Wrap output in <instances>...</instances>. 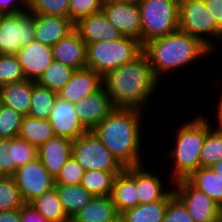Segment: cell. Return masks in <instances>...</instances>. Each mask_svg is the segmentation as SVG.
<instances>
[{"instance_id":"obj_45","label":"cell","mask_w":222,"mask_h":222,"mask_svg":"<svg viewBox=\"0 0 222 222\" xmlns=\"http://www.w3.org/2000/svg\"><path fill=\"white\" fill-rule=\"evenodd\" d=\"M221 92H222V90H221ZM217 100H219V101L216 104L217 105L216 109H215L216 112H214V113H216V114H214V115H216L215 116L216 120L214 121L216 123V125L214 123H212L213 122L212 120H209V122H211L210 124H213L215 126L214 127L213 125H211V127L214 130L222 132V93L220 94L219 99H217Z\"/></svg>"},{"instance_id":"obj_3","label":"cell","mask_w":222,"mask_h":222,"mask_svg":"<svg viewBox=\"0 0 222 222\" xmlns=\"http://www.w3.org/2000/svg\"><path fill=\"white\" fill-rule=\"evenodd\" d=\"M143 53L147 56L155 77L161 83L165 75H171V72L179 71L181 68L183 70L186 66L190 67L196 61H201L202 57L207 58L213 54L198 38L179 29L148 41L143 45Z\"/></svg>"},{"instance_id":"obj_1","label":"cell","mask_w":222,"mask_h":222,"mask_svg":"<svg viewBox=\"0 0 222 222\" xmlns=\"http://www.w3.org/2000/svg\"><path fill=\"white\" fill-rule=\"evenodd\" d=\"M143 112L137 108L116 107L92 130L123 168L146 164L141 135L146 120Z\"/></svg>"},{"instance_id":"obj_29","label":"cell","mask_w":222,"mask_h":222,"mask_svg":"<svg viewBox=\"0 0 222 222\" xmlns=\"http://www.w3.org/2000/svg\"><path fill=\"white\" fill-rule=\"evenodd\" d=\"M169 202V193L159 201L139 204L120 215L126 222H162Z\"/></svg>"},{"instance_id":"obj_11","label":"cell","mask_w":222,"mask_h":222,"mask_svg":"<svg viewBox=\"0 0 222 222\" xmlns=\"http://www.w3.org/2000/svg\"><path fill=\"white\" fill-rule=\"evenodd\" d=\"M13 178L24 203H30L55 186L54 178L38 158L17 168Z\"/></svg>"},{"instance_id":"obj_36","label":"cell","mask_w":222,"mask_h":222,"mask_svg":"<svg viewBox=\"0 0 222 222\" xmlns=\"http://www.w3.org/2000/svg\"><path fill=\"white\" fill-rule=\"evenodd\" d=\"M24 116L13 108L1 105L0 107V139L18 137Z\"/></svg>"},{"instance_id":"obj_20","label":"cell","mask_w":222,"mask_h":222,"mask_svg":"<svg viewBox=\"0 0 222 222\" xmlns=\"http://www.w3.org/2000/svg\"><path fill=\"white\" fill-rule=\"evenodd\" d=\"M53 60L76 69L86 67V43L74 29L51 47Z\"/></svg>"},{"instance_id":"obj_7","label":"cell","mask_w":222,"mask_h":222,"mask_svg":"<svg viewBox=\"0 0 222 222\" xmlns=\"http://www.w3.org/2000/svg\"><path fill=\"white\" fill-rule=\"evenodd\" d=\"M179 30L198 38L213 53L222 42V30L206 8L204 0H186L179 4ZM217 43V44H216Z\"/></svg>"},{"instance_id":"obj_14","label":"cell","mask_w":222,"mask_h":222,"mask_svg":"<svg viewBox=\"0 0 222 222\" xmlns=\"http://www.w3.org/2000/svg\"><path fill=\"white\" fill-rule=\"evenodd\" d=\"M115 108L103 86L75 104L78 118L88 130H93Z\"/></svg>"},{"instance_id":"obj_43","label":"cell","mask_w":222,"mask_h":222,"mask_svg":"<svg viewBox=\"0 0 222 222\" xmlns=\"http://www.w3.org/2000/svg\"><path fill=\"white\" fill-rule=\"evenodd\" d=\"M27 10V0H0V14H16Z\"/></svg>"},{"instance_id":"obj_28","label":"cell","mask_w":222,"mask_h":222,"mask_svg":"<svg viewBox=\"0 0 222 222\" xmlns=\"http://www.w3.org/2000/svg\"><path fill=\"white\" fill-rule=\"evenodd\" d=\"M53 128L49 120H42L24 116L18 137L24 139L37 149L54 137Z\"/></svg>"},{"instance_id":"obj_35","label":"cell","mask_w":222,"mask_h":222,"mask_svg":"<svg viewBox=\"0 0 222 222\" xmlns=\"http://www.w3.org/2000/svg\"><path fill=\"white\" fill-rule=\"evenodd\" d=\"M24 204L13 176H0V212L21 208Z\"/></svg>"},{"instance_id":"obj_16","label":"cell","mask_w":222,"mask_h":222,"mask_svg":"<svg viewBox=\"0 0 222 222\" xmlns=\"http://www.w3.org/2000/svg\"><path fill=\"white\" fill-rule=\"evenodd\" d=\"M15 55L22 67L25 79L35 82L53 61L51 47L36 40L21 47Z\"/></svg>"},{"instance_id":"obj_21","label":"cell","mask_w":222,"mask_h":222,"mask_svg":"<svg viewBox=\"0 0 222 222\" xmlns=\"http://www.w3.org/2000/svg\"><path fill=\"white\" fill-rule=\"evenodd\" d=\"M75 28L68 17L35 14L34 37L42 44L52 47Z\"/></svg>"},{"instance_id":"obj_40","label":"cell","mask_w":222,"mask_h":222,"mask_svg":"<svg viewBox=\"0 0 222 222\" xmlns=\"http://www.w3.org/2000/svg\"><path fill=\"white\" fill-rule=\"evenodd\" d=\"M84 172L85 170L72 155L61 168L60 172L54 179V183L78 185L81 182Z\"/></svg>"},{"instance_id":"obj_26","label":"cell","mask_w":222,"mask_h":222,"mask_svg":"<svg viewBox=\"0 0 222 222\" xmlns=\"http://www.w3.org/2000/svg\"><path fill=\"white\" fill-rule=\"evenodd\" d=\"M54 187L70 220L94 197L81 184H55Z\"/></svg>"},{"instance_id":"obj_22","label":"cell","mask_w":222,"mask_h":222,"mask_svg":"<svg viewBox=\"0 0 222 222\" xmlns=\"http://www.w3.org/2000/svg\"><path fill=\"white\" fill-rule=\"evenodd\" d=\"M111 198L119 214L139 205L136 191V167L124 168L115 176Z\"/></svg>"},{"instance_id":"obj_18","label":"cell","mask_w":222,"mask_h":222,"mask_svg":"<svg viewBox=\"0 0 222 222\" xmlns=\"http://www.w3.org/2000/svg\"><path fill=\"white\" fill-rule=\"evenodd\" d=\"M72 151L73 140L55 135L37 149V158L55 179L63 165L72 156Z\"/></svg>"},{"instance_id":"obj_15","label":"cell","mask_w":222,"mask_h":222,"mask_svg":"<svg viewBox=\"0 0 222 222\" xmlns=\"http://www.w3.org/2000/svg\"><path fill=\"white\" fill-rule=\"evenodd\" d=\"M48 120L56 136L75 140L89 131L79 120L75 104L60 97H57Z\"/></svg>"},{"instance_id":"obj_50","label":"cell","mask_w":222,"mask_h":222,"mask_svg":"<svg viewBox=\"0 0 222 222\" xmlns=\"http://www.w3.org/2000/svg\"><path fill=\"white\" fill-rule=\"evenodd\" d=\"M179 4L183 1H186V0H176Z\"/></svg>"},{"instance_id":"obj_17","label":"cell","mask_w":222,"mask_h":222,"mask_svg":"<svg viewBox=\"0 0 222 222\" xmlns=\"http://www.w3.org/2000/svg\"><path fill=\"white\" fill-rule=\"evenodd\" d=\"M102 86V77L91 68L76 69L68 83L58 92V97L78 103Z\"/></svg>"},{"instance_id":"obj_51","label":"cell","mask_w":222,"mask_h":222,"mask_svg":"<svg viewBox=\"0 0 222 222\" xmlns=\"http://www.w3.org/2000/svg\"><path fill=\"white\" fill-rule=\"evenodd\" d=\"M1 105H2V100H1V95H0V107H1Z\"/></svg>"},{"instance_id":"obj_27","label":"cell","mask_w":222,"mask_h":222,"mask_svg":"<svg viewBox=\"0 0 222 222\" xmlns=\"http://www.w3.org/2000/svg\"><path fill=\"white\" fill-rule=\"evenodd\" d=\"M187 180L222 208V177L218 176L211 167H200Z\"/></svg>"},{"instance_id":"obj_30","label":"cell","mask_w":222,"mask_h":222,"mask_svg":"<svg viewBox=\"0 0 222 222\" xmlns=\"http://www.w3.org/2000/svg\"><path fill=\"white\" fill-rule=\"evenodd\" d=\"M29 204L50 222H71L55 187L36 197Z\"/></svg>"},{"instance_id":"obj_13","label":"cell","mask_w":222,"mask_h":222,"mask_svg":"<svg viewBox=\"0 0 222 222\" xmlns=\"http://www.w3.org/2000/svg\"><path fill=\"white\" fill-rule=\"evenodd\" d=\"M37 158V148L21 139H0V176H13L17 168Z\"/></svg>"},{"instance_id":"obj_41","label":"cell","mask_w":222,"mask_h":222,"mask_svg":"<svg viewBox=\"0 0 222 222\" xmlns=\"http://www.w3.org/2000/svg\"><path fill=\"white\" fill-rule=\"evenodd\" d=\"M162 222H193L185 205L174 194L173 189L169 192V202Z\"/></svg>"},{"instance_id":"obj_9","label":"cell","mask_w":222,"mask_h":222,"mask_svg":"<svg viewBox=\"0 0 222 222\" xmlns=\"http://www.w3.org/2000/svg\"><path fill=\"white\" fill-rule=\"evenodd\" d=\"M72 155L85 171L124 169L92 130L73 140Z\"/></svg>"},{"instance_id":"obj_5","label":"cell","mask_w":222,"mask_h":222,"mask_svg":"<svg viewBox=\"0 0 222 222\" xmlns=\"http://www.w3.org/2000/svg\"><path fill=\"white\" fill-rule=\"evenodd\" d=\"M143 53V45L136 38L122 36L112 41L86 44V67L101 77L121 65L134 61Z\"/></svg>"},{"instance_id":"obj_2","label":"cell","mask_w":222,"mask_h":222,"mask_svg":"<svg viewBox=\"0 0 222 222\" xmlns=\"http://www.w3.org/2000/svg\"><path fill=\"white\" fill-rule=\"evenodd\" d=\"M161 82L155 77L147 56L119 66L102 77V86L115 107L147 110ZM145 108V109H144Z\"/></svg>"},{"instance_id":"obj_44","label":"cell","mask_w":222,"mask_h":222,"mask_svg":"<svg viewBox=\"0 0 222 222\" xmlns=\"http://www.w3.org/2000/svg\"><path fill=\"white\" fill-rule=\"evenodd\" d=\"M204 2L216 25L222 30V0H204Z\"/></svg>"},{"instance_id":"obj_19","label":"cell","mask_w":222,"mask_h":222,"mask_svg":"<svg viewBox=\"0 0 222 222\" xmlns=\"http://www.w3.org/2000/svg\"><path fill=\"white\" fill-rule=\"evenodd\" d=\"M86 43L117 40L123 35L110 23L103 11L91 14L75 23L74 28Z\"/></svg>"},{"instance_id":"obj_24","label":"cell","mask_w":222,"mask_h":222,"mask_svg":"<svg viewBox=\"0 0 222 222\" xmlns=\"http://www.w3.org/2000/svg\"><path fill=\"white\" fill-rule=\"evenodd\" d=\"M32 80L7 83L0 86L2 104L28 116L31 106Z\"/></svg>"},{"instance_id":"obj_47","label":"cell","mask_w":222,"mask_h":222,"mask_svg":"<svg viewBox=\"0 0 222 222\" xmlns=\"http://www.w3.org/2000/svg\"><path fill=\"white\" fill-rule=\"evenodd\" d=\"M211 168L215 171V173L222 177V160L211 166Z\"/></svg>"},{"instance_id":"obj_49","label":"cell","mask_w":222,"mask_h":222,"mask_svg":"<svg viewBox=\"0 0 222 222\" xmlns=\"http://www.w3.org/2000/svg\"><path fill=\"white\" fill-rule=\"evenodd\" d=\"M112 222H126L121 215H119L114 221Z\"/></svg>"},{"instance_id":"obj_42","label":"cell","mask_w":222,"mask_h":222,"mask_svg":"<svg viewBox=\"0 0 222 222\" xmlns=\"http://www.w3.org/2000/svg\"><path fill=\"white\" fill-rule=\"evenodd\" d=\"M20 222H50L31 204L25 203L20 208Z\"/></svg>"},{"instance_id":"obj_23","label":"cell","mask_w":222,"mask_h":222,"mask_svg":"<svg viewBox=\"0 0 222 222\" xmlns=\"http://www.w3.org/2000/svg\"><path fill=\"white\" fill-rule=\"evenodd\" d=\"M147 165L136 166V191L139 204L162 200L173 188L165 185L159 172L146 169ZM164 181V182H163ZM166 187V188H165Z\"/></svg>"},{"instance_id":"obj_12","label":"cell","mask_w":222,"mask_h":222,"mask_svg":"<svg viewBox=\"0 0 222 222\" xmlns=\"http://www.w3.org/2000/svg\"><path fill=\"white\" fill-rule=\"evenodd\" d=\"M102 11L110 23L123 35L136 38L141 43L139 5L118 0H103Z\"/></svg>"},{"instance_id":"obj_31","label":"cell","mask_w":222,"mask_h":222,"mask_svg":"<svg viewBox=\"0 0 222 222\" xmlns=\"http://www.w3.org/2000/svg\"><path fill=\"white\" fill-rule=\"evenodd\" d=\"M58 93L32 81L31 106L28 116L47 120L53 110Z\"/></svg>"},{"instance_id":"obj_34","label":"cell","mask_w":222,"mask_h":222,"mask_svg":"<svg viewBox=\"0 0 222 222\" xmlns=\"http://www.w3.org/2000/svg\"><path fill=\"white\" fill-rule=\"evenodd\" d=\"M220 160H222V132L211 128L206 133L201 150V167H211Z\"/></svg>"},{"instance_id":"obj_32","label":"cell","mask_w":222,"mask_h":222,"mask_svg":"<svg viewBox=\"0 0 222 222\" xmlns=\"http://www.w3.org/2000/svg\"><path fill=\"white\" fill-rule=\"evenodd\" d=\"M120 172L87 170L80 184L93 196H111L114 178Z\"/></svg>"},{"instance_id":"obj_46","label":"cell","mask_w":222,"mask_h":222,"mask_svg":"<svg viewBox=\"0 0 222 222\" xmlns=\"http://www.w3.org/2000/svg\"><path fill=\"white\" fill-rule=\"evenodd\" d=\"M0 222H20V208L0 212Z\"/></svg>"},{"instance_id":"obj_39","label":"cell","mask_w":222,"mask_h":222,"mask_svg":"<svg viewBox=\"0 0 222 222\" xmlns=\"http://www.w3.org/2000/svg\"><path fill=\"white\" fill-rule=\"evenodd\" d=\"M103 0H69L68 18L75 24L82 18L102 11Z\"/></svg>"},{"instance_id":"obj_8","label":"cell","mask_w":222,"mask_h":222,"mask_svg":"<svg viewBox=\"0 0 222 222\" xmlns=\"http://www.w3.org/2000/svg\"><path fill=\"white\" fill-rule=\"evenodd\" d=\"M35 13L28 9L16 14H0V54H16L35 40Z\"/></svg>"},{"instance_id":"obj_48","label":"cell","mask_w":222,"mask_h":222,"mask_svg":"<svg viewBox=\"0 0 222 222\" xmlns=\"http://www.w3.org/2000/svg\"><path fill=\"white\" fill-rule=\"evenodd\" d=\"M118 1L128 3V4L139 5L144 0H118Z\"/></svg>"},{"instance_id":"obj_37","label":"cell","mask_w":222,"mask_h":222,"mask_svg":"<svg viewBox=\"0 0 222 222\" xmlns=\"http://www.w3.org/2000/svg\"><path fill=\"white\" fill-rule=\"evenodd\" d=\"M69 0H27V9L35 14L68 17Z\"/></svg>"},{"instance_id":"obj_25","label":"cell","mask_w":222,"mask_h":222,"mask_svg":"<svg viewBox=\"0 0 222 222\" xmlns=\"http://www.w3.org/2000/svg\"><path fill=\"white\" fill-rule=\"evenodd\" d=\"M119 215L111 196H94L71 222H112Z\"/></svg>"},{"instance_id":"obj_6","label":"cell","mask_w":222,"mask_h":222,"mask_svg":"<svg viewBox=\"0 0 222 222\" xmlns=\"http://www.w3.org/2000/svg\"><path fill=\"white\" fill-rule=\"evenodd\" d=\"M139 9L142 45L179 29V3L176 0H144Z\"/></svg>"},{"instance_id":"obj_38","label":"cell","mask_w":222,"mask_h":222,"mask_svg":"<svg viewBox=\"0 0 222 222\" xmlns=\"http://www.w3.org/2000/svg\"><path fill=\"white\" fill-rule=\"evenodd\" d=\"M25 80L22 67L15 54H0V86Z\"/></svg>"},{"instance_id":"obj_10","label":"cell","mask_w":222,"mask_h":222,"mask_svg":"<svg viewBox=\"0 0 222 222\" xmlns=\"http://www.w3.org/2000/svg\"><path fill=\"white\" fill-rule=\"evenodd\" d=\"M174 194L183 202L193 222H222V208L187 179L173 182Z\"/></svg>"},{"instance_id":"obj_4","label":"cell","mask_w":222,"mask_h":222,"mask_svg":"<svg viewBox=\"0 0 222 222\" xmlns=\"http://www.w3.org/2000/svg\"><path fill=\"white\" fill-rule=\"evenodd\" d=\"M189 121L179 125L174 134V143L167 155L170 158L167 162L172 165L169 170L170 184L180 179H187L194 171L201 167L200 154L204 145L206 133L212 128L207 116L203 113L195 115Z\"/></svg>"},{"instance_id":"obj_33","label":"cell","mask_w":222,"mask_h":222,"mask_svg":"<svg viewBox=\"0 0 222 222\" xmlns=\"http://www.w3.org/2000/svg\"><path fill=\"white\" fill-rule=\"evenodd\" d=\"M73 72V68L53 60L36 83L58 93L68 83Z\"/></svg>"}]
</instances>
